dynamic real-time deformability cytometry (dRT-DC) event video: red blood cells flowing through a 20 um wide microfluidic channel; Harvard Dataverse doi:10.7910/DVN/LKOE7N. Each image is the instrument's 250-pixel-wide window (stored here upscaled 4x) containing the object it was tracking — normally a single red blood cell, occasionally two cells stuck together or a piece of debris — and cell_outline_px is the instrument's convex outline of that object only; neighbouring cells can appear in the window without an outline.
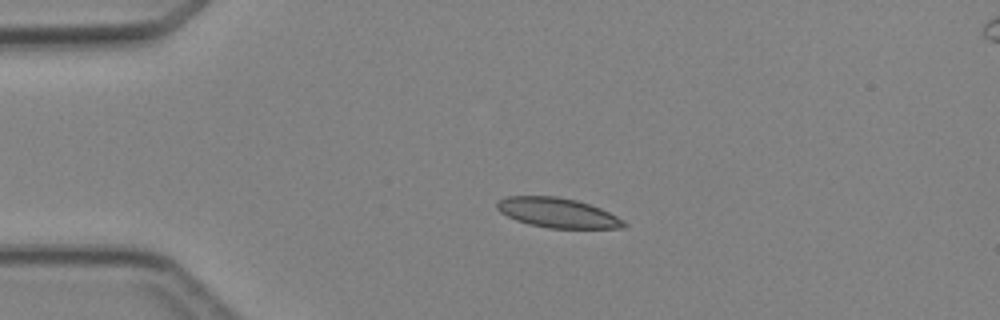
{"species": "Egyptian fruit bat (a non-hibernating species)", "species_latin": "Rousettus aegyptiacus", "temperature_condition": "cold", "stored_images_in_passage": 4, "camera_frame_rate_fps": 3000, "um_per_image_px": 0.085, "animal": {"sex": "female"}, "frame": {"image": 1, "passage_image": 2, "time_ms": 2.0, "image_size_px": [1000, 320], "cell_outline_px": [[628, 224], [624, 228], [548, 228], [528, 224], [516, 220], [500, 212], [496, 208], [496, 204], [500, 200], [508, 196], [556, 196], [576, 200], [600, 208], [624, 220]], "centroid_in_image_um": [47.4, 18.09], "position_along_channel_um": 37.6, "area_um2": 21.91}}